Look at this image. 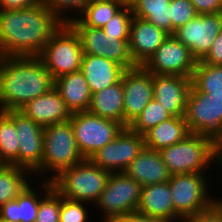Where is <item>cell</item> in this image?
Wrapping results in <instances>:
<instances>
[{
	"label": "cell",
	"instance_id": "cell-1",
	"mask_svg": "<svg viewBox=\"0 0 222 222\" xmlns=\"http://www.w3.org/2000/svg\"><path fill=\"white\" fill-rule=\"evenodd\" d=\"M62 24L44 3L0 10V56H39Z\"/></svg>",
	"mask_w": 222,
	"mask_h": 222
},
{
	"label": "cell",
	"instance_id": "cell-2",
	"mask_svg": "<svg viewBox=\"0 0 222 222\" xmlns=\"http://www.w3.org/2000/svg\"><path fill=\"white\" fill-rule=\"evenodd\" d=\"M54 87V79L39 56L1 57L0 105L19 110Z\"/></svg>",
	"mask_w": 222,
	"mask_h": 222
},
{
	"label": "cell",
	"instance_id": "cell-3",
	"mask_svg": "<svg viewBox=\"0 0 222 222\" xmlns=\"http://www.w3.org/2000/svg\"><path fill=\"white\" fill-rule=\"evenodd\" d=\"M111 172L89 159L60 171L52 178V187L64 198L95 204L104 191Z\"/></svg>",
	"mask_w": 222,
	"mask_h": 222
},
{
	"label": "cell",
	"instance_id": "cell-4",
	"mask_svg": "<svg viewBox=\"0 0 222 222\" xmlns=\"http://www.w3.org/2000/svg\"><path fill=\"white\" fill-rule=\"evenodd\" d=\"M159 152L172 175L207 173L213 164H219L217 145L211 139L197 133H191L185 139Z\"/></svg>",
	"mask_w": 222,
	"mask_h": 222
},
{
	"label": "cell",
	"instance_id": "cell-5",
	"mask_svg": "<svg viewBox=\"0 0 222 222\" xmlns=\"http://www.w3.org/2000/svg\"><path fill=\"white\" fill-rule=\"evenodd\" d=\"M43 145L41 166L33 174L44 180H51L60 171L84 160L77 148L70 121L44 127Z\"/></svg>",
	"mask_w": 222,
	"mask_h": 222
},
{
	"label": "cell",
	"instance_id": "cell-6",
	"mask_svg": "<svg viewBox=\"0 0 222 222\" xmlns=\"http://www.w3.org/2000/svg\"><path fill=\"white\" fill-rule=\"evenodd\" d=\"M206 173L173 174L169 179L175 213L185 220L210 209L218 199L210 192ZM209 184V185H208Z\"/></svg>",
	"mask_w": 222,
	"mask_h": 222
},
{
	"label": "cell",
	"instance_id": "cell-7",
	"mask_svg": "<svg viewBox=\"0 0 222 222\" xmlns=\"http://www.w3.org/2000/svg\"><path fill=\"white\" fill-rule=\"evenodd\" d=\"M83 50L77 33L68 24L63 23L44 46L39 58L53 79L79 71Z\"/></svg>",
	"mask_w": 222,
	"mask_h": 222
},
{
	"label": "cell",
	"instance_id": "cell-8",
	"mask_svg": "<svg viewBox=\"0 0 222 222\" xmlns=\"http://www.w3.org/2000/svg\"><path fill=\"white\" fill-rule=\"evenodd\" d=\"M77 148L84 159L111 142L124 126L115 120L102 118L89 111L72 113L70 120Z\"/></svg>",
	"mask_w": 222,
	"mask_h": 222
},
{
	"label": "cell",
	"instance_id": "cell-9",
	"mask_svg": "<svg viewBox=\"0 0 222 222\" xmlns=\"http://www.w3.org/2000/svg\"><path fill=\"white\" fill-rule=\"evenodd\" d=\"M141 185L125 172L111 173L104 191L94 204L103 212V222L136 212L140 203ZM99 208V209H98Z\"/></svg>",
	"mask_w": 222,
	"mask_h": 222
},
{
	"label": "cell",
	"instance_id": "cell-10",
	"mask_svg": "<svg viewBox=\"0 0 222 222\" xmlns=\"http://www.w3.org/2000/svg\"><path fill=\"white\" fill-rule=\"evenodd\" d=\"M184 118L191 133L209 138L216 145L222 139V99L211 98L192 86Z\"/></svg>",
	"mask_w": 222,
	"mask_h": 222
},
{
	"label": "cell",
	"instance_id": "cell-11",
	"mask_svg": "<svg viewBox=\"0 0 222 222\" xmlns=\"http://www.w3.org/2000/svg\"><path fill=\"white\" fill-rule=\"evenodd\" d=\"M68 24L77 33L84 54L113 60L125 70L138 67L130 53L129 39L107 36L103 29L81 26L75 19Z\"/></svg>",
	"mask_w": 222,
	"mask_h": 222
},
{
	"label": "cell",
	"instance_id": "cell-12",
	"mask_svg": "<svg viewBox=\"0 0 222 222\" xmlns=\"http://www.w3.org/2000/svg\"><path fill=\"white\" fill-rule=\"evenodd\" d=\"M144 147L143 135L124 127L113 141L94 153L89 160L111 173L124 172Z\"/></svg>",
	"mask_w": 222,
	"mask_h": 222
},
{
	"label": "cell",
	"instance_id": "cell-13",
	"mask_svg": "<svg viewBox=\"0 0 222 222\" xmlns=\"http://www.w3.org/2000/svg\"><path fill=\"white\" fill-rule=\"evenodd\" d=\"M222 32V12L198 14L172 34L189 48L193 58L199 62L209 53L216 36Z\"/></svg>",
	"mask_w": 222,
	"mask_h": 222
},
{
	"label": "cell",
	"instance_id": "cell-14",
	"mask_svg": "<svg viewBox=\"0 0 222 222\" xmlns=\"http://www.w3.org/2000/svg\"><path fill=\"white\" fill-rule=\"evenodd\" d=\"M196 63L189 48L169 34L142 67L147 72L156 75L192 77Z\"/></svg>",
	"mask_w": 222,
	"mask_h": 222
},
{
	"label": "cell",
	"instance_id": "cell-15",
	"mask_svg": "<svg viewBox=\"0 0 222 222\" xmlns=\"http://www.w3.org/2000/svg\"><path fill=\"white\" fill-rule=\"evenodd\" d=\"M14 122L19 144V167L34 173L42 163L44 127L19 110L4 111Z\"/></svg>",
	"mask_w": 222,
	"mask_h": 222
},
{
	"label": "cell",
	"instance_id": "cell-16",
	"mask_svg": "<svg viewBox=\"0 0 222 222\" xmlns=\"http://www.w3.org/2000/svg\"><path fill=\"white\" fill-rule=\"evenodd\" d=\"M124 90V127H128L153 99V74L142 66L122 74Z\"/></svg>",
	"mask_w": 222,
	"mask_h": 222
},
{
	"label": "cell",
	"instance_id": "cell-17",
	"mask_svg": "<svg viewBox=\"0 0 222 222\" xmlns=\"http://www.w3.org/2000/svg\"><path fill=\"white\" fill-rule=\"evenodd\" d=\"M192 77L153 74V98L172 116H184Z\"/></svg>",
	"mask_w": 222,
	"mask_h": 222
},
{
	"label": "cell",
	"instance_id": "cell-18",
	"mask_svg": "<svg viewBox=\"0 0 222 222\" xmlns=\"http://www.w3.org/2000/svg\"><path fill=\"white\" fill-rule=\"evenodd\" d=\"M168 35L169 33L151 22L133 16L130 23L129 49L134 62L142 66Z\"/></svg>",
	"mask_w": 222,
	"mask_h": 222
},
{
	"label": "cell",
	"instance_id": "cell-19",
	"mask_svg": "<svg viewBox=\"0 0 222 222\" xmlns=\"http://www.w3.org/2000/svg\"><path fill=\"white\" fill-rule=\"evenodd\" d=\"M19 111L42 127L69 121L71 117V112L54 87L27 102Z\"/></svg>",
	"mask_w": 222,
	"mask_h": 222
},
{
	"label": "cell",
	"instance_id": "cell-20",
	"mask_svg": "<svg viewBox=\"0 0 222 222\" xmlns=\"http://www.w3.org/2000/svg\"><path fill=\"white\" fill-rule=\"evenodd\" d=\"M137 212L162 222L183 221L174 211L169 182L141 187Z\"/></svg>",
	"mask_w": 222,
	"mask_h": 222
},
{
	"label": "cell",
	"instance_id": "cell-21",
	"mask_svg": "<svg viewBox=\"0 0 222 222\" xmlns=\"http://www.w3.org/2000/svg\"><path fill=\"white\" fill-rule=\"evenodd\" d=\"M124 172L141 187L168 182L172 175L163 162L160 152L146 147Z\"/></svg>",
	"mask_w": 222,
	"mask_h": 222
},
{
	"label": "cell",
	"instance_id": "cell-22",
	"mask_svg": "<svg viewBox=\"0 0 222 222\" xmlns=\"http://www.w3.org/2000/svg\"><path fill=\"white\" fill-rule=\"evenodd\" d=\"M80 71L93 94L119 82L125 69L113 60L84 54Z\"/></svg>",
	"mask_w": 222,
	"mask_h": 222
},
{
	"label": "cell",
	"instance_id": "cell-23",
	"mask_svg": "<svg viewBox=\"0 0 222 222\" xmlns=\"http://www.w3.org/2000/svg\"><path fill=\"white\" fill-rule=\"evenodd\" d=\"M40 184V187L38 184V188H41L43 192L38 191L39 193H37L29 184L15 200L3 204L0 207V219L12 222H35L41 195L52 187L50 180H43Z\"/></svg>",
	"mask_w": 222,
	"mask_h": 222
},
{
	"label": "cell",
	"instance_id": "cell-24",
	"mask_svg": "<svg viewBox=\"0 0 222 222\" xmlns=\"http://www.w3.org/2000/svg\"><path fill=\"white\" fill-rule=\"evenodd\" d=\"M54 88L71 114L89 110L92 93L80 70L54 79Z\"/></svg>",
	"mask_w": 222,
	"mask_h": 222
},
{
	"label": "cell",
	"instance_id": "cell-25",
	"mask_svg": "<svg viewBox=\"0 0 222 222\" xmlns=\"http://www.w3.org/2000/svg\"><path fill=\"white\" fill-rule=\"evenodd\" d=\"M191 134L184 116H172L150 128L143 134L145 147L151 150L160 151Z\"/></svg>",
	"mask_w": 222,
	"mask_h": 222
},
{
	"label": "cell",
	"instance_id": "cell-26",
	"mask_svg": "<svg viewBox=\"0 0 222 222\" xmlns=\"http://www.w3.org/2000/svg\"><path fill=\"white\" fill-rule=\"evenodd\" d=\"M88 111L102 118L115 120L124 126V90L122 80L99 92L93 93Z\"/></svg>",
	"mask_w": 222,
	"mask_h": 222
},
{
	"label": "cell",
	"instance_id": "cell-27",
	"mask_svg": "<svg viewBox=\"0 0 222 222\" xmlns=\"http://www.w3.org/2000/svg\"><path fill=\"white\" fill-rule=\"evenodd\" d=\"M32 174L30 170L19 166L0 164V207L15 200L27 188L31 183L28 177Z\"/></svg>",
	"mask_w": 222,
	"mask_h": 222
},
{
	"label": "cell",
	"instance_id": "cell-28",
	"mask_svg": "<svg viewBox=\"0 0 222 222\" xmlns=\"http://www.w3.org/2000/svg\"><path fill=\"white\" fill-rule=\"evenodd\" d=\"M131 9L134 17L145 19L172 34L170 0H138Z\"/></svg>",
	"mask_w": 222,
	"mask_h": 222
},
{
	"label": "cell",
	"instance_id": "cell-29",
	"mask_svg": "<svg viewBox=\"0 0 222 222\" xmlns=\"http://www.w3.org/2000/svg\"><path fill=\"white\" fill-rule=\"evenodd\" d=\"M123 7L121 0H91L75 20L81 26L102 29Z\"/></svg>",
	"mask_w": 222,
	"mask_h": 222
},
{
	"label": "cell",
	"instance_id": "cell-30",
	"mask_svg": "<svg viewBox=\"0 0 222 222\" xmlns=\"http://www.w3.org/2000/svg\"><path fill=\"white\" fill-rule=\"evenodd\" d=\"M192 86L211 98L222 99V67L197 62L192 75Z\"/></svg>",
	"mask_w": 222,
	"mask_h": 222
},
{
	"label": "cell",
	"instance_id": "cell-31",
	"mask_svg": "<svg viewBox=\"0 0 222 222\" xmlns=\"http://www.w3.org/2000/svg\"><path fill=\"white\" fill-rule=\"evenodd\" d=\"M13 120L0 107V164L19 166V144Z\"/></svg>",
	"mask_w": 222,
	"mask_h": 222
},
{
	"label": "cell",
	"instance_id": "cell-32",
	"mask_svg": "<svg viewBox=\"0 0 222 222\" xmlns=\"http://www.w3.org/2000/svg\"><path fill=\"white\" fill-rule=\"evenodd\" d=\"M171 117L172 115L163 105L153 98L128 127L132 131L143 135L150 128Z\"/></svg>",
	"mask_w": 222,
	"mask_h": 222
},
{
	"label": "cell",
	"instance_id": "cell-33",
	"mask_svg": "<svg viewBox=\"0 0 222 222\" xmlns=\"http://www.w3.org/2000/svg\"><path fill=\"white\" fill-rule=\"evenodd\" d=\"M61 195L51 187L42 194L35 222H60Z\"/></svg>",
	"mask_w": 222,
	"mask_h": 222
},
{
	"label": "cell",
	"instance_id": "cell-34",
	"mask_svg": "<svg viewBox=\"0 0 222 222\" xmlns=\"http://www.w3.org/2000/svg\"><path fill=\"white\" fill-rule=\"evenodd\" d=\"M90 1L91 0H43V3L62 23H69L81 14L85 6ZM70 12H72L74 15H71ZM75 12H77V14H75Z\"/></svg>",
	"mask_w": 222,
	"mask_h": 222
},
{
	"label": "cell",
	"instance_id": "cell-35",
	"mask_svg": "<svg viewBox=\"0 0 222 222\" xmlns=\"http://www.w3.org/2000/svg\"><path fill=\"white\" fill-rule=\"evenodd\" d=\"M132 18L133 13L131 7L124 6L102 29L107 33V36L117 37L118 39H129Z\"/></svg>",
	"mask_w": 222,
	"mask_h": 222
},
{
	"label": "cell",
	"instance_id": "cell-36",
	"mask_svg": "<svg viewBox=\"0 0 222 222\" xmlns=\"http://www.w3.org/2000/svg\"><path fill=\"white\" fill-rule=\"evenodd\" d=\"M89 203L71 200L61 196L60 222H88L91 220L87 211ZM89 218V219H88Z\"/></svg>",
	"mask_w": 222,
	"mask_h": 222
},
{
	"label": "cell",
	"instance_id": "cell-37",
	"mask_svg": "<svg viewBox=\"0 0 222 222\" xmlns=\"http://www.w3.org/2000/svg\"><path fill=\"white\" fill-rule=\"evenodd\" d=\"M172 34L174 31L197 16L194 5L190 0H170Z\"/></svg>",
	"mask_w": 222,
	"mask_h": 222
},
{
	"label": "cell",
	"instance_id": "cell-38",
	"mask_svg": "<svg viewBox=\"0 0 222 222\" xmlns=\"http://www.w3.org/2000/svg\"><path fill=\"white\" fill-rule=\"evenodd\" d=\"M182 222H222V207L216 202L210 209L189 217Z\"/></svg>",
	"mask_w": 222,
	"mask_h": 222
},
{
	"label": "cell",
	"instance_id": "cell-39",
	"mask_svg": "<svg viewBox=\"0 0 222 222\" xmlns=\"http://www.w3.org/2000/svg\"><path fill=\"white\" fill-rule=\"evenodd\" d=\"M201 62L211 65L222 63V32L216 36L209 53Z\"/></svg>",
	"mask_w": 222,
	"mask_h": 222
},
{
	"label": "cell",
	"instance_id": "cell-40",
	"mask_svg": "<svg viewBox=\"0 0 222 222\" xmlns=\"http://www.w3.org/2000/svg\"><path fill=\"white\" fill-rule=\"evenodd\" d=\"M197 14L222 12V0H190Z\"/></svg>",
	"mask_w": 222,
	"mask_h": 222
},
{
	"label": "cell",
	"instance_id": "cell-41",
	"mask_svg": "<svg viewBox=\"0 0 222 222\" xmlns=\"http://www.w3.org/2000/svg\"><path fill=\"white\" fill-rule=\"evenodd\" d=\"M42 3L43 0H0V10H18Z\"/></svg>",
	"mask_w": 222,
	"mask_h": 222
},
{
	"label": "cell",
	"instance_id": "cell-42",
	"mask_svg": "<svg viewBox=\"0 0 222 222\" xmlns=\"http://www.w3.org/2000/svg\"><path fill=\"white\" fill-rule=\"evenodd\" d=\"M105 222H162L157 219L151 218L147 215L141 214L139 212H132L123 217H117Z\"/></svg>",
	"mask_w": 222,
	"mask_h": 222
},
{
	"label": "cell",
	"instance_id": "cell-43",
	"mask_svg": "<svg viewBox=\"0 0 222 222\" xmlns=\"http://www.w3.org/2000/svg\"><path fill=\"white\" fill-rule=\"evenodd\" d=\"M138 0H121L124 6L131 7L134 3H136Z\"/></svg>",
	"mask_w": 222,
	"mask_h": 222
},
{
	"label": "cell",
	"instance_id": "cell-44",
	"mask_svg": "<svg viewBox=\"0 0 222 222\" xmlns=\"http://www.w3.org/2000/svg\"><path fill=\"white\" fill-rule=\"evenodd\" d=\"M217 156H222V139L217 144Z\"/></svg>",
	"mask_w": 222,
	"mask_h": 222
},
{
	"label": "cell",
	"instance_id": "cell-45",
	"mask_svg": "<svg viewBox=\"0 0 222 222\" xmlns=\"http://www.w3.org/2000/svg\"><path fill=\"white\" fill-rule=\"evenodd\" d=\"M217 158H218V162H219V166H220V168H222V156H217Z\"/></svg>",
	"mask_w": 222,
	"mask_h": 222
},
{
	"label": "cell",
	"instance_id": "cell-46",
	"mask_svg": "<svg viewBox=\"0 0 222 222\" xmlns=\"http://www.w3.org/2000/svg\"><path fill=\"white\" fill-rule=\"evenodd\" d=\"M217 199H219V200H217V203L222 207V199L221 198H217Z\"/></svg>",
	"mask_w": 222,
	"mask_h": 222
},
{
	"label": "cell",
	"instance_id": "cell-47",
	"mask_svg": "<svg viewBox=\"0 0 222 222\" xmlns=\"http://www.w3.org/2000/svg\"><path fill=\"white\" fill-rule=\"evenodd\" d=\"M0 222H12V221L0 219Z\"/></svg>",
	"mask_w": 222,
	"mask_h": 222
}]
</instances>
